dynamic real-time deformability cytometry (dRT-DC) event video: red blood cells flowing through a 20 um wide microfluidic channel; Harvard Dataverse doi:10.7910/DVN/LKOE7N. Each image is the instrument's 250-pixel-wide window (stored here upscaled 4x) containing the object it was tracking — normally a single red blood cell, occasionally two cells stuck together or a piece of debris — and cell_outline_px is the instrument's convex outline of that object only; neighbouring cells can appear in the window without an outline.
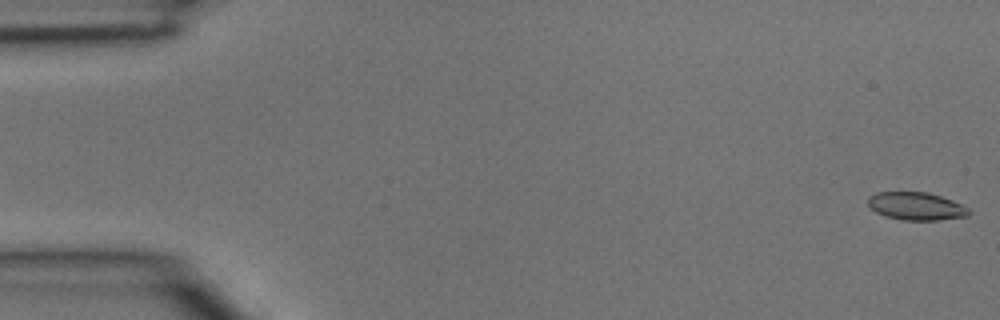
{"species": "common noctule bat (a hibernating species)", "species_latin": "Nyctalus noctula", "temperature_condition": "room temperature", "stored_images_in_passage": 4, "segment_of_instrument_passage": [2, 2], "camera_frame_rate_fps": 3000, "um_per_image_px": 0.085, "animal": {"sex": "male", "body_mass_g": 15.6}, "frame": {"image": 1, "passage_image": 4, "time_ms": 1.0, "image_size_px": [1000, 320], "cell_outline_px": [[972, 212], [968, 216], [936, 220], [904, 220], [888, 216], [876, 212], [868, 204], [868, 196], [876, 192], [928, 192], [952, 200], [968, 208]], "centroid_in_image_um": [77.89, 17.52], "position_along_channel_um": 7.1, "area_um2": 16.24}}